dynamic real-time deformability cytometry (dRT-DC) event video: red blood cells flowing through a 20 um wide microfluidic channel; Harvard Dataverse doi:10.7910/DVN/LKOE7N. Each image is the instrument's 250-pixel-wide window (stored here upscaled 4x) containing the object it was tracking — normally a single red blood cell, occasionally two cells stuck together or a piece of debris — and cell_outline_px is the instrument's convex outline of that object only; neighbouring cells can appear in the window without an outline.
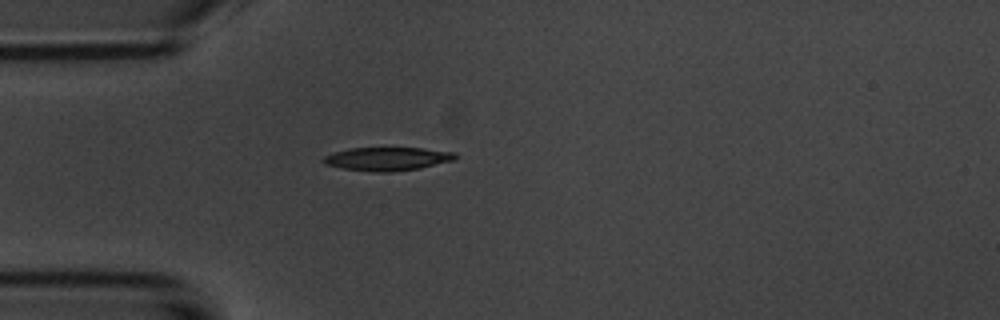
{"species": "common noctule bat (a hibernating species)", "species_latin": "Nyctalus noctula", "temperature_condition": "room temperature", "stored_images_in_passage": 35, "camera_frame_rate_fps": 3000, "um_per_image_px": 0.085, "animal": {"sex": "male", "body_mass_g": 20.1, "forearm_length_mm": 53.5}, "frame": {"image": 1, "passage_image": 1, "time_ms": 0.0, "image_size_px": [1000, 320], "cell_outline_px": [[460, 156], [456, 160], [420, 168], [392, 172], [372, 172], [344, 168], [324, 164], [320, 160], [324, 156], [336, 152], [352, 148], [424, 148], [456, 152]], "centroid_in_image_um": [33.0, 13.5], "position_along_channel_um": 52.0, "area_um2": 18.15}}
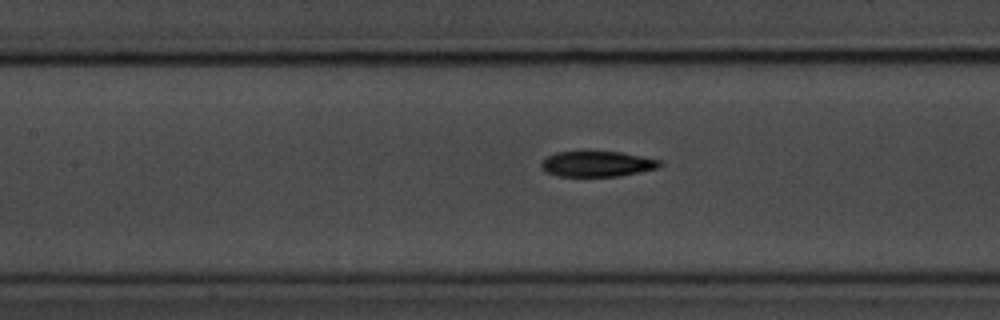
{"frame": {"image": 2, "passage_image": 10, "time_ms": 3.0, "image_size_px": [1000, 320], "cell_outline_px": [[664, 164], [660, 168], [620, 176], [560, 176], [544, 172], [540, 164], [548, 156], [556, 152], [620, 152], [660, 160]], "centroid_in_image_um": [50.79, 13.94], "position_along_channel_um": 156.6, "area_um2": 17.57}}
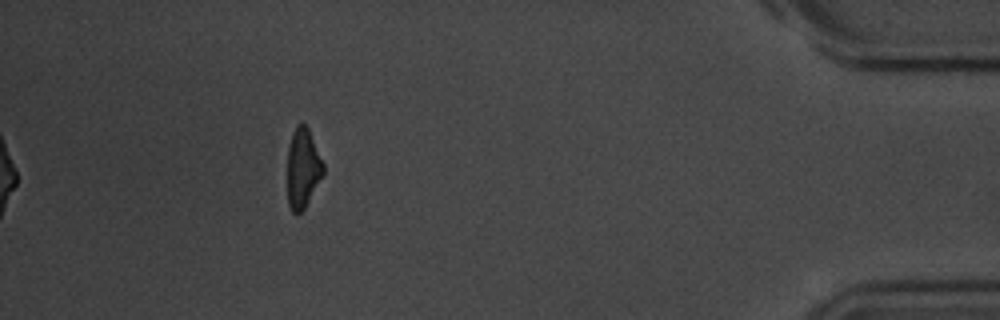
{"frame": {"image": 3, "passage_image": 35, "time_ms": 11.333, "image_size_px": [1000, 320], "cell_outline_px": [[324, 172], [304, 208], [296, 216], [292, 212], [288, 204], [288, 148], [292, 132], [296, 124], [304, 124], [308, 128], [324, 164]], "centroid_in_image_um": [25.73, 14.29], "position_along_channel_um": 409.5, "area_um2": 16.47}, "authors_computed_cell_mechanics": {"area_um2": 18.2648, "velocity_mm_per_s": 3.7161, "shape_relaxation_time_tau1_ms": 3.2899, "shape_relaxation_time_tau2_ms": 6.6403, "deformation_change_tau1": 0.1563, "deformation_change_tau2": 0.148}}